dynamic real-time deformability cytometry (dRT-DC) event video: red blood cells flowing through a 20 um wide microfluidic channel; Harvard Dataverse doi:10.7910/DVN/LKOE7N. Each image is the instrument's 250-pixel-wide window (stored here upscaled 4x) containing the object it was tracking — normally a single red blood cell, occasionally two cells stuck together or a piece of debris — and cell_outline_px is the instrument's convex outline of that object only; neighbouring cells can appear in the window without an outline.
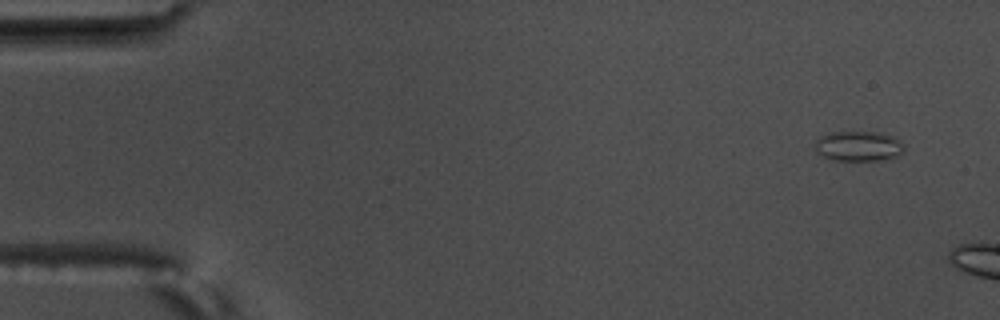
{"species": "common noctule bat (a hibernating species)", "species_latin": "Nyctalus noctula", "temperature_condition": "warm", "stored_images_in_passage": 3, "camera_frame_rate_fps": 3000, "um_per_image_px": 0.085, "animal": {"sex": "male", "body_mass_g": 17.5, "forearm_length_mm": 52.3}, "frame": {"image": 1, "passage_image": 1, "time_ms": 0.0, "image_size_px": [1000, 320], "cell_outline_px": [[904, 152], [896, 156], [884, 160], [832, 160], [816, 152], [816, 140], [820, 136], [832, 132], [880, 132], [892, 136], [900, 140], [904, 144]], "centroid_in_image_um": [73.0, 12.42], "position_along_channel_um": 12.0, "area_um2": 15.66}}